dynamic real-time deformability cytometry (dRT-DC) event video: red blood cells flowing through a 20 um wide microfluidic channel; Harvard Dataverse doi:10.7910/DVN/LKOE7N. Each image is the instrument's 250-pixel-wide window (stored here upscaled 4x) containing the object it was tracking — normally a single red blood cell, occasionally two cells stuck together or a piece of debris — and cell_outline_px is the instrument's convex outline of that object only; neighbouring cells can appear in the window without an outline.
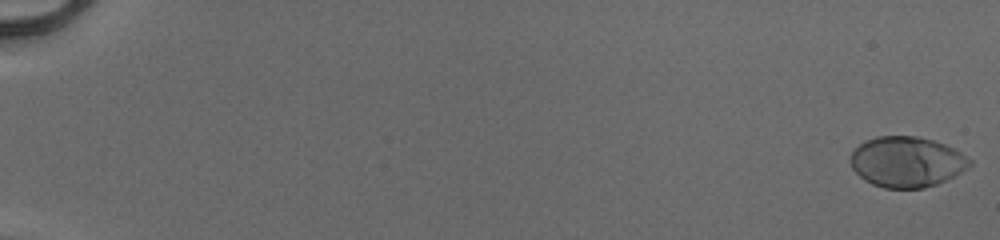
{"species": "human", "species_latin": "Homo sapiens", "temperature_condition": "cold", "stored_images_in_passage": 53, "camera_frame_rate_fps": 3000, "um_per_image_px": 0.085, "donor": {"sex": "male"}, "frame": {"image": 1, "passage_image": 1, "time_ms": 0.0, "image_size_px": [1000, 240], "cell_outline_px": [[972, 164], [968, 168], [936, 184], [924, 188], [884, 188], [872, 184], [864, 180], [852, 168], [848, 156], [860, 144], [876, 136], [916, 136], [932, 140], [944, 144], [960, 152], [972, 160]], "centroid_in_image_um": [77.05, 13.76], "position_along_channel_um": 8.0, "area_um2": 34.97}}
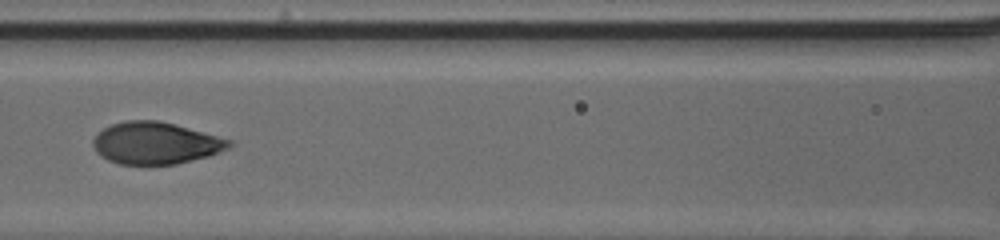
{"frame": {"image": 2, "passage_image": 27, "time_ms": 8.667, "image_size_px": [1000, 240], "cell_outline_px": [[232, 144], [228, 148], [208, 156], [176, 164], [120, 164], [108, 160], [100, 156], [96, 152], [92, 144], [92, 140], [96, 132], [112, 124], [124, 120], [156, 120], [176, 124], [232, 140]], "centroid_in_image_um": [13.18, 12.15], "position_along_channel_um": 153.4, "area_um2": 33.35}}
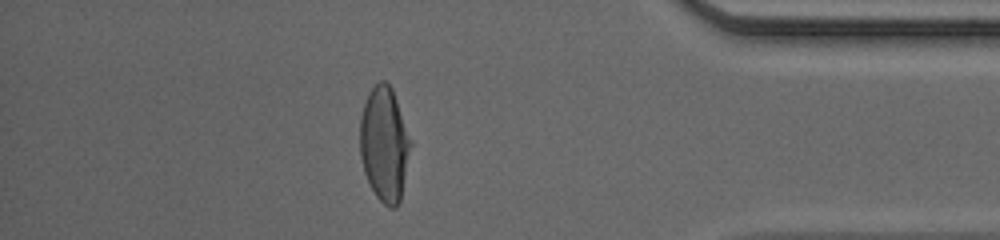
{"frame": {"image": 3, "passage_image": 47, "time_ms": 15.333, "image_size_px": [1000, 240], "cell_outline_px": [[412, 144], [400, 200], [396, 208], [388, 208], [376, 196], [364, 172], [360, 156], [360, 116], [368, 92], [380, 80], [384, 80], [392, 88], [412, 140]], "centroid_in_image_um": [32.68, 12.24], "position_along_channel_um": 402.5, "area_um2": 33.93}, "authors_computed_cell_mechanics": {"area_um2": 33.9864, "velocity_mm_per_s": 4.1207, "shape_relaxation_time_tau1_ms": 3.7291, "shape_relaxation_time_tau2_ms": null, "deformation_change_tau1": 0.1922, "deformation_change_tau2": null}}